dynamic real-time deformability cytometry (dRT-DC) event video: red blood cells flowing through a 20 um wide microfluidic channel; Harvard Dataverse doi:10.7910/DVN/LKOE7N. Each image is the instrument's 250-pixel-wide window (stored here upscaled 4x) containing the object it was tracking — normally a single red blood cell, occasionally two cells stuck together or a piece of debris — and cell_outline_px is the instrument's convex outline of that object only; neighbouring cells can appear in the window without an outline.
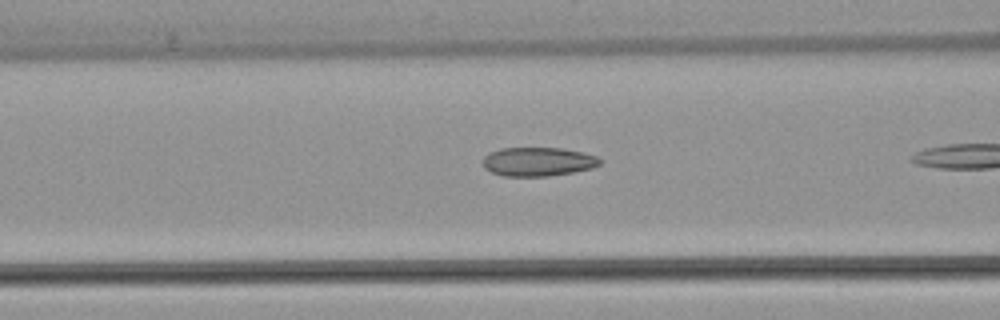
{"species": "common noctule bat (a hibernating species)", "species_latin": "Nyctalus noctula", "temperature_condition": "warm", "stored_images_in_passage": 14, "camera_frame_rate_fps": 3000, "um_per_image_px": 0.085, "animal": {"sex": "female", "body_mass_g": 22.7, "forearm_length_mm": 54.2}, "frame": {"image": 1, "passage_image": 12, "time_ms": 3.667, "image_size_px": [1000, 320], "cell_outline_px": [[600, 164], [592, 168], [572, 172], [548, 176], [504, 176], [492, 172], [484, 168], [484, 156], [488, 152], [500, 148], [560, 148], [584, 152], [596, 156], [600, 160]], "centroid_in_image_um": [45.71, 13.73], "position_along_channel_um": 120.9, "area_um2": 19.65}}